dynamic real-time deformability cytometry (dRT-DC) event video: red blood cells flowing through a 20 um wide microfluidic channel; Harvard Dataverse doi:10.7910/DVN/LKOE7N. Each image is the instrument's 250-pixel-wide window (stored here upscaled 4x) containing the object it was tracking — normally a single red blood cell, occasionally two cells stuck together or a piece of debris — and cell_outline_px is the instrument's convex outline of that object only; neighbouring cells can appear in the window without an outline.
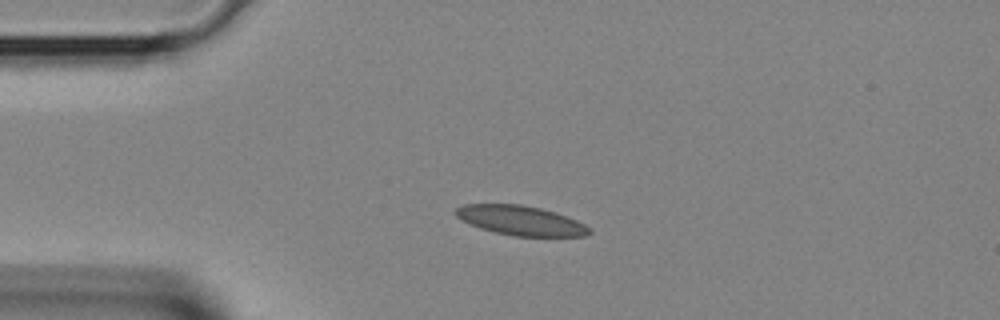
{"species": "Egyptian fruit bat (a non-hibernating species)", "species_latin": "Rousettus aegyptiacus", "temperature_condition": "room temperature", "stored_images_in_passage": 36, "camera_frame_rate_fps": 3000, "um_per_image_px": 0.085, "animal": {"sex": "female"}, "frame": {"image": 1, "passage_image": 6, "time_ms": 1.667, "image_size_px": [1000, 320], "cell_outline_px": [[592, 232], [588, 236], [512, 236], [480, 228], [456, 216], [456, 208], [464, 204], [520, 204], [540, 208], [556, 212], [576, 220], [584, 224]], "centroid_in_image_um": [44.29, 18.74], "position_along_channel_um": 40.7, "area_um2": 22.77}}
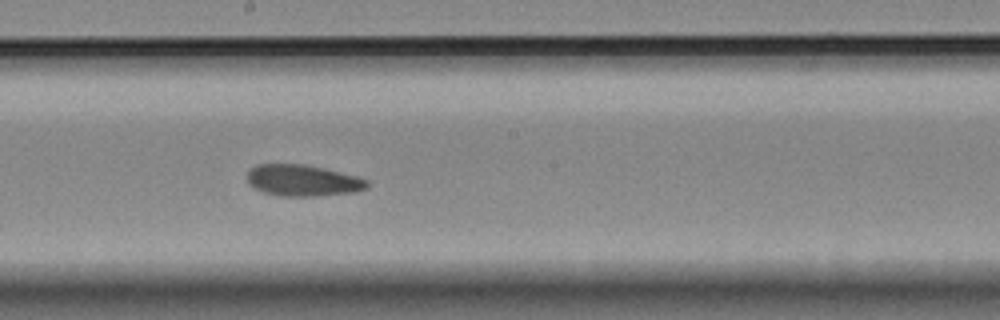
{"frame": {"image": 2, "passage_image": 18, "time_ms": 5.667, "image_size_px": [1000, 320], "cell_outline_px": [[372, 184], [368, 188], [356, 192], [316, 196], [280, 196], [264, 192], [248, 184], [244, 176], [248, 168], [256, 164], [304, 164], [324, 168], [356, 176], [368, 180]], "centroid_in_image_um": [25.71, 15.33], "position_along_channel_um": 222.5, "area_um2": 22.37}}
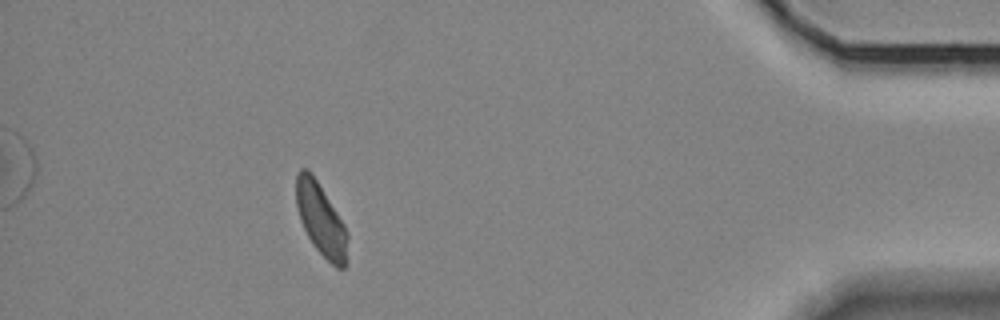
{"frame": {"image": 3, "passage_image": 32, "time_ms": 10.333, "image_size_px": [1000, 320], "cell_outline_px": [[348, 264], [344, 268], [336, 268], [312, 244], [300, 220], [296, 204], [296, 172], [300, 168], [308, 168], [316, 180], [344, 224], [348, 236]], "centroid_in_image_um": [27.29, 18.69], "position_along_channel_um": 407.9, "area_um2": 21.62}}